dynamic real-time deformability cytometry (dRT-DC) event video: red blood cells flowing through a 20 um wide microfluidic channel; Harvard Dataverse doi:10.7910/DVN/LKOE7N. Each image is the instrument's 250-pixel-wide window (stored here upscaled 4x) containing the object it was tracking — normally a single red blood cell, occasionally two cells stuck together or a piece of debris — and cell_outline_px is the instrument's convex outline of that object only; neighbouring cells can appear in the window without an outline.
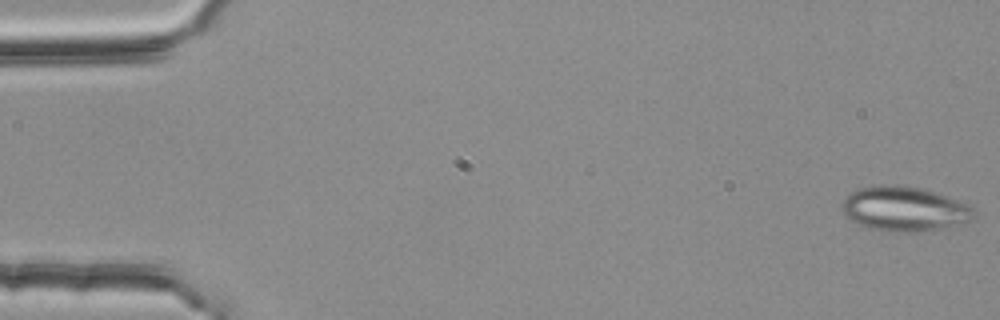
{"species": "common noctule bat (a hibernating species)", "species_latin": "Nyctalus noctula", "temperature_condition": "room temperature", "stored_images_in_passage": 54, "camera_frame_rate_fps": 3000, "um_per_image_px": 0.085, "animal": {"sex": "female", "body_mass_g": 25.1}, "frame": {"image": 1, "passage_image": 1, "time_ms": 0.0, "image_size_px": [1000, 320], "cell_outline_px": [[976, 212], [972, 220], [960, 224], [916, 232], [884, 232], [856, 224], [840, 208], [840, 204], [844, 196], [860, 188], [880, 184], [892, 184], [924, 188], [968, 204]], "centroid_in_image_um": [76.83, 17.75], "position_along_channel_um": 8.2, "area_um2": 34.56}}
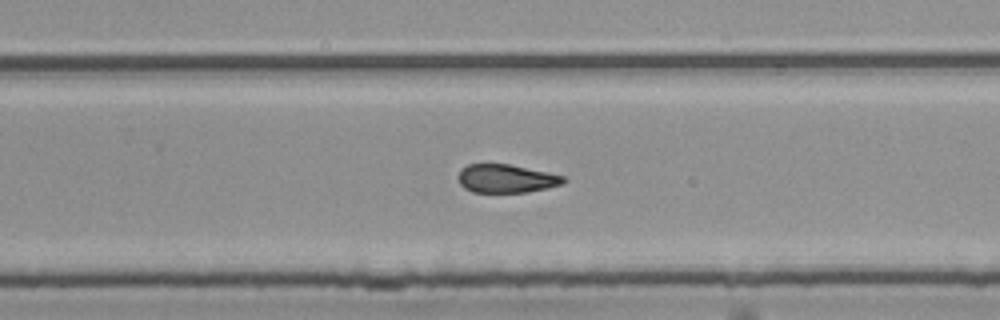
{"frame": {"image": 2, "passage_image": 35, "time_ms": 11.333, "image_size_px": [1000, 320], "cell_outline_px": [[568, 180], [564, 184], [548, 188], [528, 192], [472, 192], [464, 188], [460, 184], [456, 176], [460, 168], [468, 164], [508, 164], [548, 172], [564, 176]], "centroid_in_image_um": [43.02, 15.18], "position_along_channel_um": 286.8, "area_um2": 17.69}}
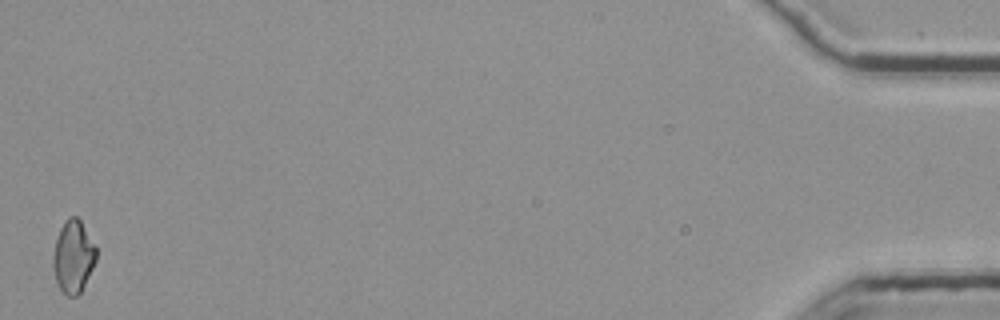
{"frame": {"image": 3, "passage_image": 54, "time_ms": 17.667, "image_size_px": [1000, 320], "cell_outline_px": [[96, 260], [80, 292], [76, 296], [68, 296], [60, 288], [56, 280], [52, 268], [52, 260], [56, 240], [60, 228], [68, 216], [76, 216], [80, 220], [96, 248]], "centroid_in_image_um": [6.2, 21.8], "position_along_channel_um": 429.0, "area_um2": 17.86}, "authors_computed_cell_mechanics": {"area_um2": 18.8139, "velocity_mm_per_s": 3.7771, "shape_relaxation_time_tau1_ms": null, "shape_relaxation_time_tau2_ms": 2.7093, "deformation_change_tau1": null, "deformation_change_tau2": 0.1016}}